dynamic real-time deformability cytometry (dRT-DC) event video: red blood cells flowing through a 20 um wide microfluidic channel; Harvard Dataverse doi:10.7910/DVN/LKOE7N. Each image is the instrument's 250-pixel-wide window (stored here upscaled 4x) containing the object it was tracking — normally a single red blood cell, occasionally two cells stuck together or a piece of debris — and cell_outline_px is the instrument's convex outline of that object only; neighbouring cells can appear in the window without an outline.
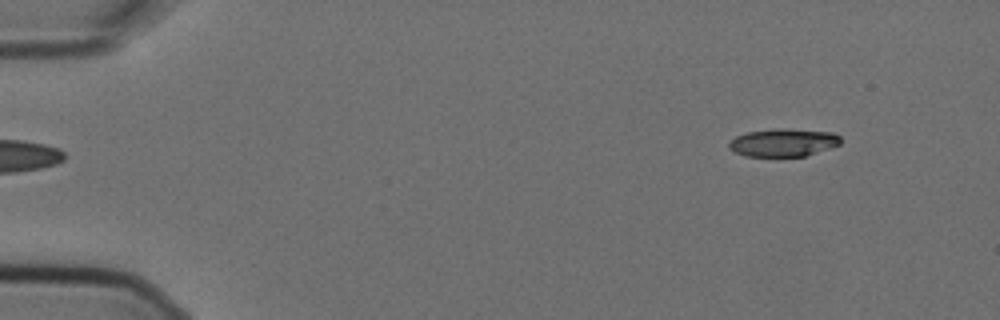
{"species": "Egyptian fruit bat (a non-hibernating species)", "species_latin": "Rousettus aegyptiacus", "temperature_condition": "cold", "stored_images_in_passage": 6, "camera_frame_rate_fps": 3000, "um_per_image_px": 0.085, "animal": {"sex": "female"}, "frame": {"image": 1, "passage_image": 1, "time_ms": 0.0, "image_size_px": [1000, 320], "cell_outline_px": [[840, 144], [832, 148], [804, 156], [744, 156], [728, 148], [728, 140], [736, 136], [748, 132], [780, 128], [784, 128], [832, 132], [840, 136]], "centroid_in_image_um": [66.57, 12.12], "position_along_channel_um": 18.4, "area_um2": 18.21}}
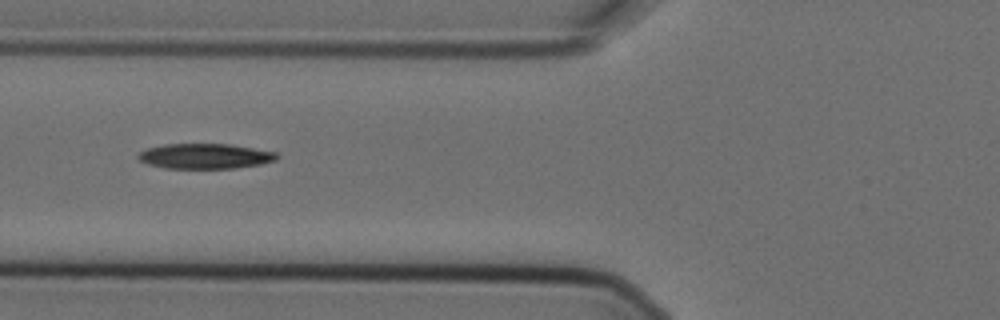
{"frame": {"image": 2, "passage_image": 5, "time_ms": 1.333, "image_size_px": [1000, 320], "cell_outline_px": [[280, 156], [276, 160], [260, 164], [232, 168], [164, 168], [148, 164], [140, 160], [136, 156], [140, 152], [148, 148], [164, 144], [232, 144], [276, 152]], "centroid_in_image_um": [17.44, 13.27], "position_along_channel_um": 108.4, "area_um2": 20.29}}
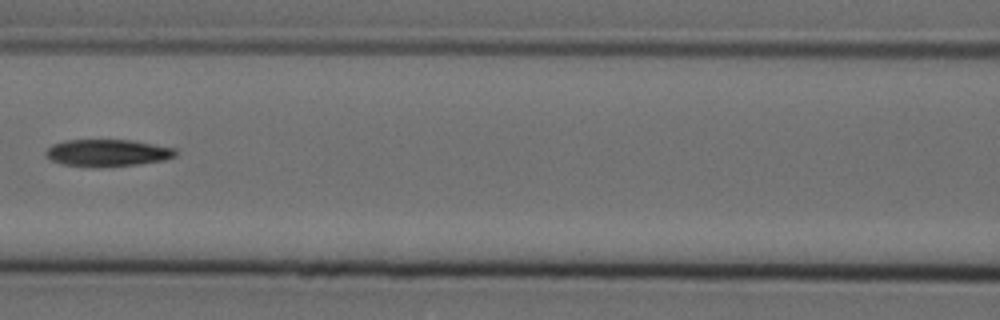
{"frame": {"image": 3, "passage_image": 6, "time_ms": 1.667, "image_size_px": [1000, 320], "cell_outline_px": [[176, 156], [164, 160], [136, 164], [64, 164], [52, 160], [44, 152], [52, 144], [64, 140], [132, 140], [176, 148]], "centroid_in_image_um": [9.18, 12.93], "position_along_channel_um": 157.4, "area_um2": 19.42}}